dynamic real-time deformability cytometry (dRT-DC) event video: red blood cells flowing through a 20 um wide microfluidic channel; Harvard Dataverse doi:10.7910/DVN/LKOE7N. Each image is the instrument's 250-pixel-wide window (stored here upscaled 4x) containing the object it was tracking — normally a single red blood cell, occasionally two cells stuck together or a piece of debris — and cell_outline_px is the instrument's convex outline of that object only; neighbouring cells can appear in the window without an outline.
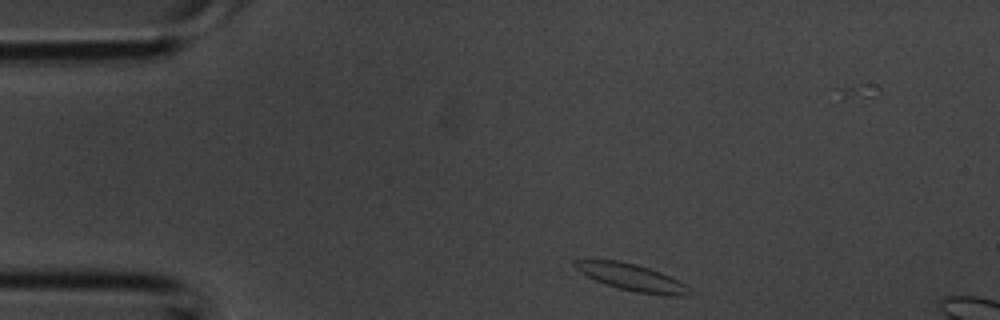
{"species": "common noctule bat (a hibernating species)", "species_latin": "Nyctalus noctula", "temperature_condition": "room temperature", "stored_images_in_passage": 6, "camera_frame_rate_fps": 3000, "um_per_image_px": 0.085, "animal": {"sex": "male", "body_mass_g": 20.1, "forearm_length_mm": 53.5}, "frame": {"image": 1, "passage_image": 2, "time_ms": 0.333, "image_size_px": [1000, 320], "cell_outline_px": [[692, 292], [688, 296], [664, 296], [636, 292], [604, 284], [580, 272], [572, 264], [572, 260], [620, 260], [636, 264], [660, 272], [684, 284]], "centroid_in_image_um": [53.69, 23.58], "position_along_channel_um": 31.3, "area_um2": 17.8}}